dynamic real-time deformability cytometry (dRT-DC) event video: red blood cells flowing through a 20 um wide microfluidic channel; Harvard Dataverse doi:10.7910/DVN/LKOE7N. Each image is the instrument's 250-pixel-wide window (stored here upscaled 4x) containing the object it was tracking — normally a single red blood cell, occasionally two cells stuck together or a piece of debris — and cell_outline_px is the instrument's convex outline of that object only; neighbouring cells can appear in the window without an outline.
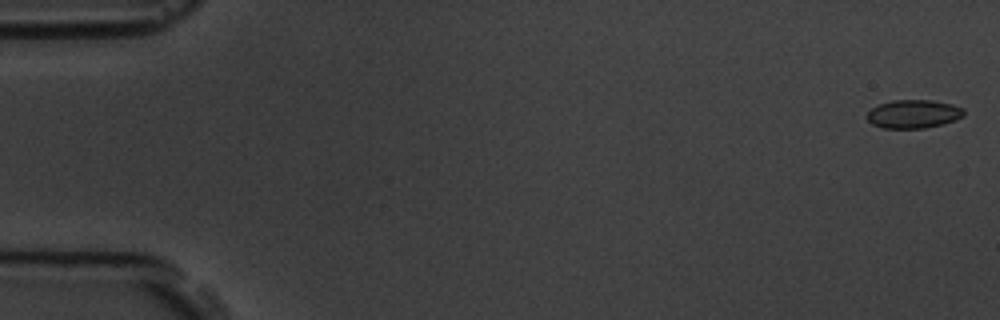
{"species": "common noctule bat (a hibernating species)", "species_latin": "Nyctalus noctula", "temperature_condition": "room temperature", "stored_images_in_passage": 5, "camera_frame_rate_fps": 3000, "um_per_image_px": 0.085, "animal": {"sex": "male", "body_mass_g": 19.5, "forearm_length_mm": 54.6}, "frame": {"image": 1, "passage_image": 1, "time_ms": 0.0, "image_size_px": [1000, 320], "cell_outline_px": [[964, 116], [956, 120], [944, 124], [924, 128], [884, 128], [872, 124], [868, 120], [868, 112], [872, 108], [880, 104], [892, 100], [932, 100], [952, 104], [964, 108]], "centroid_in_image_um": [77.69, 9.69], "position_along_channel_um": 7.3, "area_um2": 16.07}}
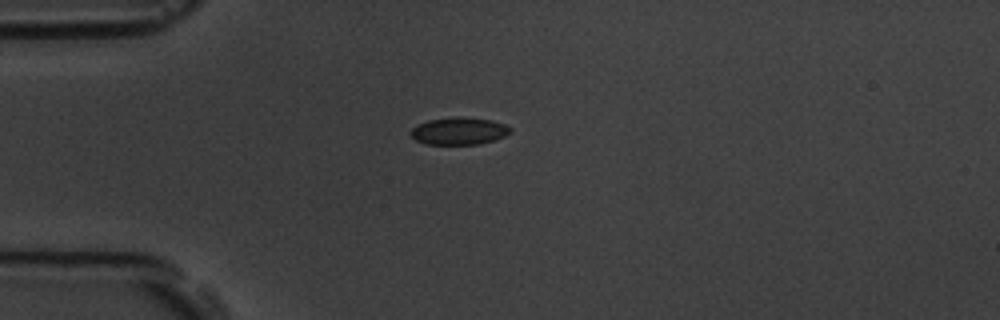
{"frame": {"image": 2, "passage_image": 5, "time_ms": 4.667, "image_size_px": [1000, 320], "cell_outline_px": [[512, 132], [504, 136], [480, 144], [424, 144], [416, 140], [408, 132], [412, 128], [428, 120], [492, 120], [504, 124], [512, 128]], "centroid_in_image_um": [39.01, 11.2], "position_along_channel_um": 46.0, "area_um2": 14.91}}